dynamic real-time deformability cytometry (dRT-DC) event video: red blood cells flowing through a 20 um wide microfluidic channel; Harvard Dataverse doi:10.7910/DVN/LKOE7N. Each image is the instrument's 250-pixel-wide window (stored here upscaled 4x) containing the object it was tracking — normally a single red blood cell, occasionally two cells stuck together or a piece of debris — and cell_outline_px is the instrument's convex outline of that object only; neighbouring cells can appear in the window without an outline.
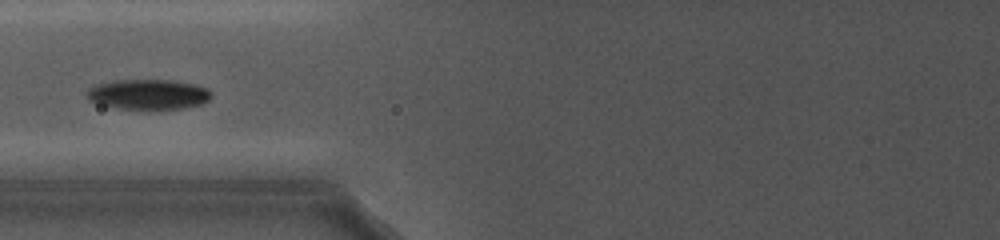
{"species": "common noctule bat (a hibernating species)", "species_latin": "Nyctalus noctula", "temperature_condition": "cold", "stored_images_in_passage": 15, "camera_frame_rate_fps": 5000, "um_per_image_px": 0.085, "animal": {"sex": "female", "body_mass_g": 19.0, "forearm_length_mm": 56.7}, "frame": {"image": 1, "passage_image": 5, "time_ms": 3.2, "image_size_px": [1000, 240], "cell_outline_px": [[212, 96], [208, 100], [200, 104], [184, 108], [160, 112], [144, 112], [116, 108], [100, 104], [88, 100], [84, 96], [88, 88], [96, 84], [116, 80], [168, 80], [192, 84], [208, 88], [212, 92]], "centroid_in_image_um": [12.57, 8.08], "position_along_channel_um": 113.2, "area_um2": 22.89}}
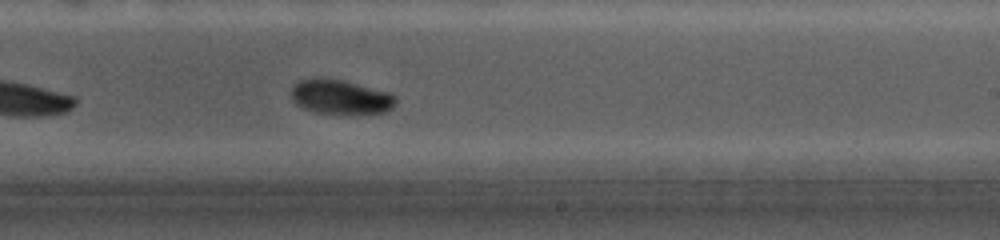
{"frame": {"image": 2, "passage_image": 11, "time_ms": 7.0, "image_size_px": [1000, 240], "cell_outline_px": [[396, 100], [392, 108], [384, 112], [320, 112], [296, 104], [292, 100], [292, 88], [300, 80], [340, 80], [388, 92]], "centroid_in_image_um": [28.95, 8.24], "position_along_channel_um": 260.0, "area_um2": 19.48}}